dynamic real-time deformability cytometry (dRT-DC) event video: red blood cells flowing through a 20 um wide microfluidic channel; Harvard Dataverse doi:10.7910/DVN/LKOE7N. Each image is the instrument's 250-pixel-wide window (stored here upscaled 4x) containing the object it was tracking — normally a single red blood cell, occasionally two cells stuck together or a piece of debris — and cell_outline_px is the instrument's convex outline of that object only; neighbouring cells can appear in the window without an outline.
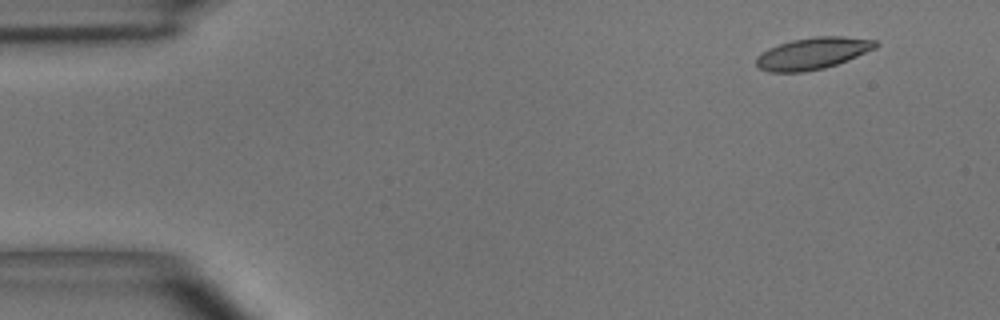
{"species": "common noctule bat (a hibernating species)", "species_latin": "Nyctalus noctula", "temperature_condition": "room temperature", "stored_images_in_passage": 5, "segment_of_instrument_passage": [1, 2], "camera_frame_rate_fps": 3000, "um_per_image_px": 0.085, "animal": {"sex": "male", "body_mass_g": 15.6}, "frame": {"image": 1, "passage_image": 1, "time_ms": 0.0, "image_size_px": [1000, 320], "cell_outline_px": [[880, 44], [876, 48], [848, 60], [824, 68], [804, 72], [768, 72], [760, 68], [756, 64], [756, 56], [768, 48], [792, 40], [816, 36], [844, 36], [876, 40]], "centroid_in_image_um": [69.09, 4.53], "position_along_channel_um": 15.9, "area_um2": 22.14}}